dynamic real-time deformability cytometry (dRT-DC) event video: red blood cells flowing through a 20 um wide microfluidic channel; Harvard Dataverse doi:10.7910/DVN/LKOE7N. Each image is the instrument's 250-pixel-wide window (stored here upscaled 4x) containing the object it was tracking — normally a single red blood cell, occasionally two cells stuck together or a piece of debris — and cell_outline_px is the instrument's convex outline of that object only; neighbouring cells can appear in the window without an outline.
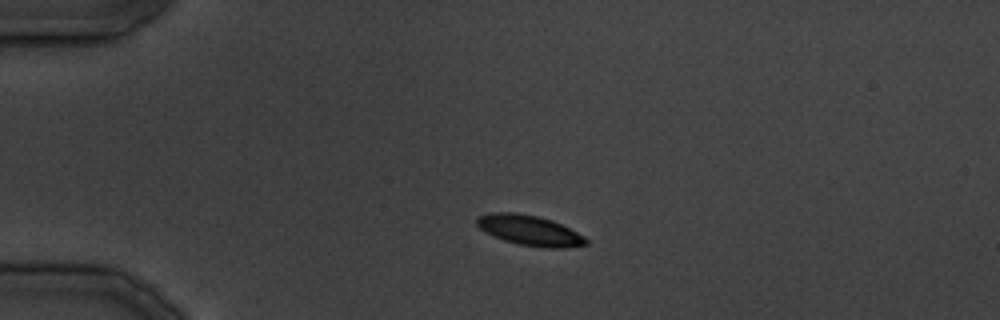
{"species": "common noctule bat (a hibernating species)", "species_latin": "Nyctalus noctula", "temperature_condition": "cold", "stored_images_in_passage": 9, "camera_frame_rate_fps": 3000, "um_per_image_px": 0.085, "animal": {"sex": "male", "body_mass_g": 19.5, "forearm_length_mm": 54.6}, "frame": {"image": 1, "passage_image": 6, "time_ms": 6.0, "image_size_px": [1000, 320], "cell_outline_px": [[588, 244], [568, 248], [544, 248], [520, 244], [504, 240], [484, 232], [476, 224], [476, 216], [492, 212], [516, 212], [536, 216], [552, 220], [584, 236], [588, 240]], "centroid_in_image_um": [45.0, 19.58], "position_along_channel_um": 40.0, "area_um2": 19.25}}